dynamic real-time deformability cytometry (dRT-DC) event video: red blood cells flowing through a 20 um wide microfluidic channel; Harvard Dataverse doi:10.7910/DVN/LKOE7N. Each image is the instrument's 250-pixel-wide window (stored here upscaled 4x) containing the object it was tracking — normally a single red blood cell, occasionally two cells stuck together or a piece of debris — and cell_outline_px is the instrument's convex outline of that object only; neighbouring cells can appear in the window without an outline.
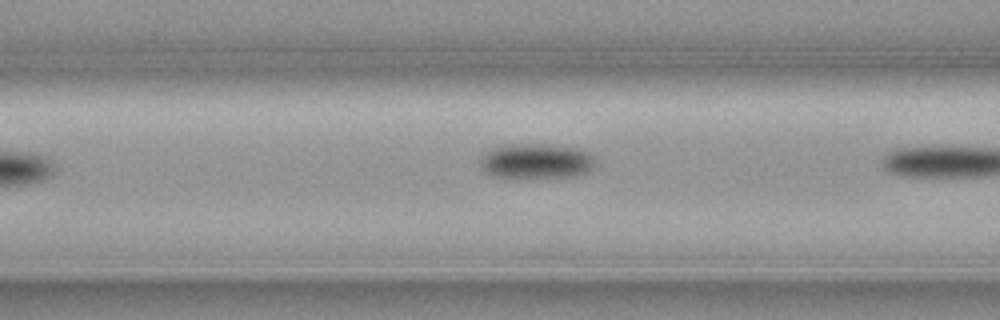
{"species": "common noctule bat (a hibernating species)", "species_latin": "Nyctalus noctula", "temperature_condition": "cold", "stored_images_in_passage": 6, "camera_frame_rate_fps": 3000, "um_per_image_px": 0.085, "animal": {"sex": "female", "body_mass_g": 19.3, "forearm_length_mm": 54.1}, "frame": {"image": 1, "passage_image": 5, "time_ms": 1.333, "image_size_px": [1000, 320], "cell_outline_px": [[596, 164], [588, 172], [580, 176], [492, 176], [484, 172], [480, 168], [480, 156], [484, 152], [492, 148], [504, 144], [552, 144], [576, 148], [592, 152], [596, 156]], "centroid_in_image_um": [45.61, 13.66], "position_along_channel_um": 121.0, "area_um2": 23.81}}